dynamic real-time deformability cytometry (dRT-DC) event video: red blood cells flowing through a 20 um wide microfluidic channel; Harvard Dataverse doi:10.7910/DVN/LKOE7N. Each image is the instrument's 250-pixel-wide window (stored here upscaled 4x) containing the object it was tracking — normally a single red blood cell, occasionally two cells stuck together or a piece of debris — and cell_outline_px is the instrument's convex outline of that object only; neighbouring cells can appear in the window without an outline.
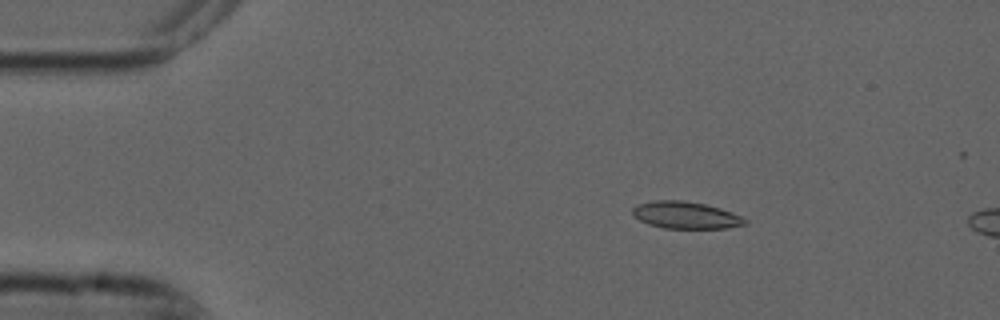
{"species": "common noctule bat (a hibernating species)", "species_latin": "Nyctalus noctula", "temperature_condition": "cold", "stored_images_in_passage": 5, "camera_frame_rate_fps": 3000, "um_per_image_px": 0.085, "animal": {"sex": "male", "forearm_length_mm": 52.5}, "frame": {"image": 1, "passage_image": 3, "time_ms": 0.667, "image_size_px": [1000, 320], "cell_outline_px": [[748, 224], [728, 228], [664, 228], [648, 224], [640, 220], [632, 212], [632, 208], [640, 204], [656, 200], [684, 200], [704, 204], [720, 208], [732, 212], [748, 220]], "centroid_in_image_um": [58.33, 18.29], "position_along_channel_um": 26.7, "area_um2": 17.63}}